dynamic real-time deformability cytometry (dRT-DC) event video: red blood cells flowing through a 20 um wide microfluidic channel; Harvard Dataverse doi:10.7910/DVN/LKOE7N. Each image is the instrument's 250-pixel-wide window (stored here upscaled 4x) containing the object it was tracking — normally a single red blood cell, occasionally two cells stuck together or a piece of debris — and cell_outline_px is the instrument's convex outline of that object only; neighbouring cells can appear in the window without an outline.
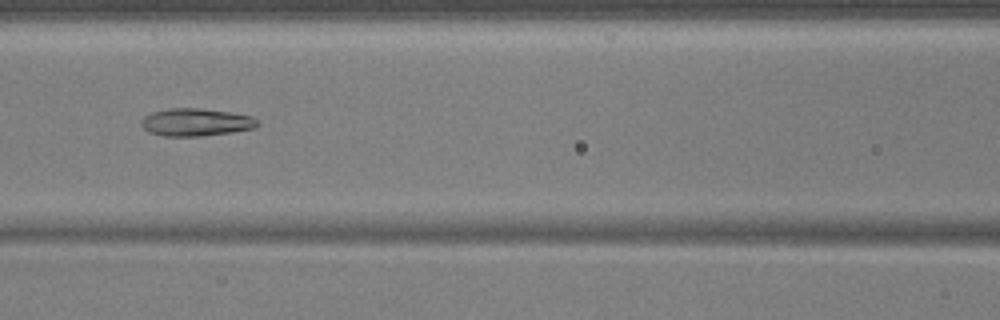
{"species": "common noctule bat (a hibernating species)", "species_latin": "Nyctalus noctula", "temperature_condition": "warm", "stored_images_in_passage": 55, "camera_frame_rate_fps": 3000, "um_per_image_px": 0.085, "animal": {"sex": "male", "body_mass_g": 17.9, "forearm_length_mm": 54.2}, "frame": {"image": 1, "passage_image": 25, "time_ms": 8.0, "image_size_px": [1000, 320], "cell_outline_px": [[260, 124], [256, 128], [232, 132], [200, 136], [164, 136], [148, 132], [140, 124], [140, 120], [144, 116], [152, 112], [172, 108], [200, 108], [228, 112], [252, 116]], "centroid_in_image_um": [16.64, 10.39], "position_along_channel_um": 150.0, "area_um2": 18.73}}
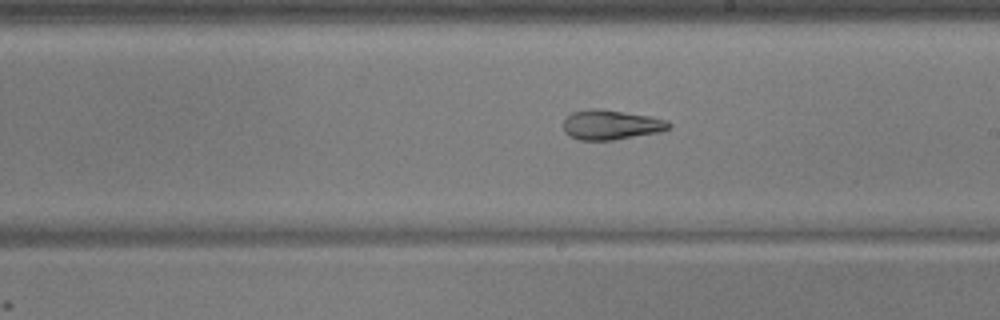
{"frame": {"image": 2, "passage_image": 32, "time_ms": 10.333, "image_size_px": [1000, 320], "cell_outline_px": [[672, 124], [668, 128], [660, 132], [612, 140], [580, 140], [568, 136], [564, 132], [564, 120], [572, 112], [588, 108], [600, 108], [652, 116], [668, 120]], "centroid_in_image_um": [51.94, 10.59], "position_along_channel_um": 237.1, "area_um2": 18.5}}
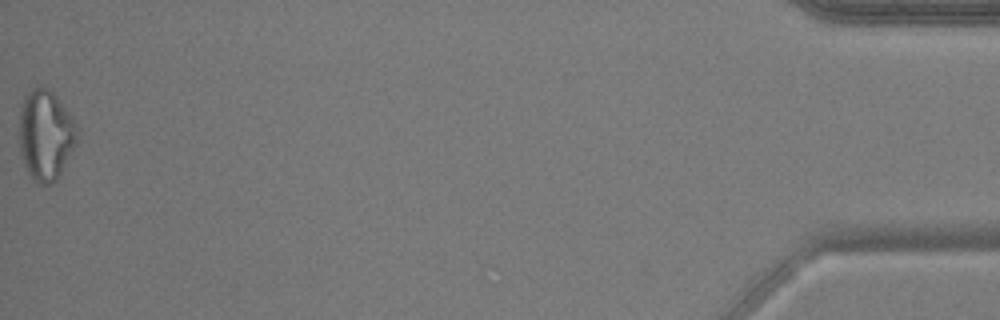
{"frame": {"image": 3, "passage_image": 55, "time_ms": 18.0, "image_size_px": [1000, 320], "cell_outline_px": [[80, 132], [76, 144], [56, 180], [48, 184], [40, 184], [28, 172], [24, 164], [20, 152], [20, 108], [24, 96], [32, 88], [40, 84], [48, 88], [56, 96], [72, 116], [80, 128]], "centroid_in_image_um": [3.9, 11.42], "position_along_channel_um": 431.3, "area_um2": 30.58}, "authors_computed_cell_mechanics": {"area_um2": 22.1952, "velocity_mm_per_s": 3.7493, "shape_relaxation_time_tau1_ms": null, "shape_relaxation_time_tau2_ms": 2.3415, "deformation_change_tau1": null, "deformation_change_tau2": 0.088}}